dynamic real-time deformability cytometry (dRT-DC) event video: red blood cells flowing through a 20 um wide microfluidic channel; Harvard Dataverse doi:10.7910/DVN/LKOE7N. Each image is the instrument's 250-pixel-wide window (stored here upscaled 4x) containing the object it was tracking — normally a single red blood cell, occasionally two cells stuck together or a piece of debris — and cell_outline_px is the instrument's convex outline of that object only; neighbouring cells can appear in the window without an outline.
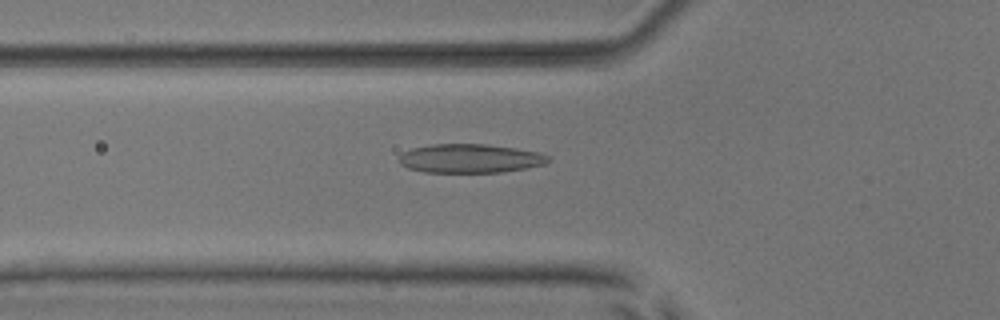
{"species": "common noctule bat (a hibernating species)", "species_latin": "Nyctalus noctula", "temperature_condition": "room temperature", "stored_images_in_passage": 31, "camera_frame_rate_fps": 3000, "um_per_image_px": 0.085, "animal": {"sex": "male", "body_mass_g": 17.9, "forearm_length_mm": 54.2}, "frame": {"image": 1, "passage_image": 2, "time_ms": 0.333, "image_size_px": [1000, 320], "cell_outline_px": [[552, 160], [544, 164], [524, 168], [500, 172], [424, 172], [408, 168], [400, 164], [400, 156], [404, 152], [412, 148], [432, 144], [488, 144], [516, 148], [540, 152], [548, 156]], "centroid_in_image_um": [39.97, 13.46], "position_along_channel_um": 85.8, "area_um2": 25.03}}
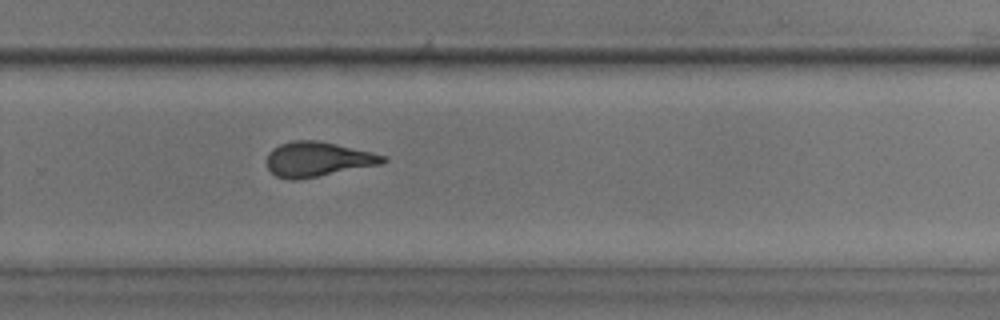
{"frame": {"image": 2, "passage_image": 19, "time_ms": 6.0, "image_size_px": [1000, 320], "cell_outline_px": [[388, 160], [384, 164], [296, 180], [288, 180], [276, 176], [268, 168], [268, 152], [272, 148], [280, 144], [292, 140], [316, 140], [336, 144], [384, 156]], "centroid_in_image_um": [26.98, 13.54], "position_along_channel_um": 302.8, "area_um2": 23.35}}
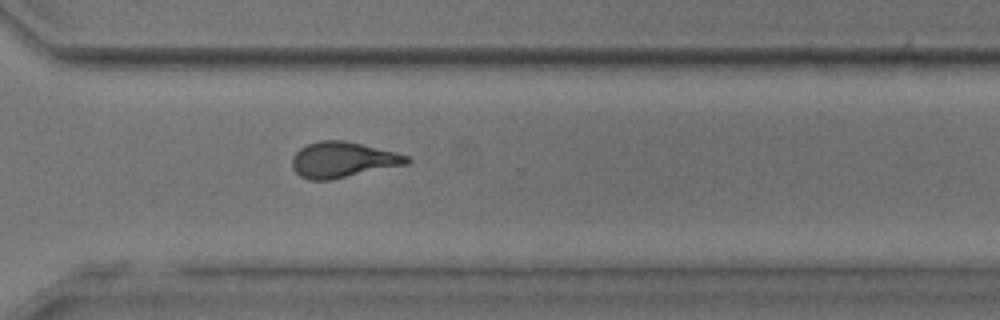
{"frame": {"image": 3, "passage_image": 22, "time_ms": 7.0, "image_size_px": [1000, 320], "cell_outline_px": [[412, 160], [408, 164], [332, 180], [308, 180], [300, 176], [292, 168], [292, 156], [300, 148], [308, 144], [320, 140], [344, 140], [396, 152], [408, 156]], "centroid_in_image_um": [29.14, 13.59], "position_along_channel_um": 341.5, "area_um2": 23.99}, "authors_computed_cell_mechanics": {"area_um2": 23.409, "velocity_mm_per_s": 3.8307, "shape_relaxation_time_tau1_ms": 8.0515, "shape_relaxation_time_tau2_ms": 1.4646, "deformation_change_tau1": 0.237, "deformation_change_tau2": 0.0911}}